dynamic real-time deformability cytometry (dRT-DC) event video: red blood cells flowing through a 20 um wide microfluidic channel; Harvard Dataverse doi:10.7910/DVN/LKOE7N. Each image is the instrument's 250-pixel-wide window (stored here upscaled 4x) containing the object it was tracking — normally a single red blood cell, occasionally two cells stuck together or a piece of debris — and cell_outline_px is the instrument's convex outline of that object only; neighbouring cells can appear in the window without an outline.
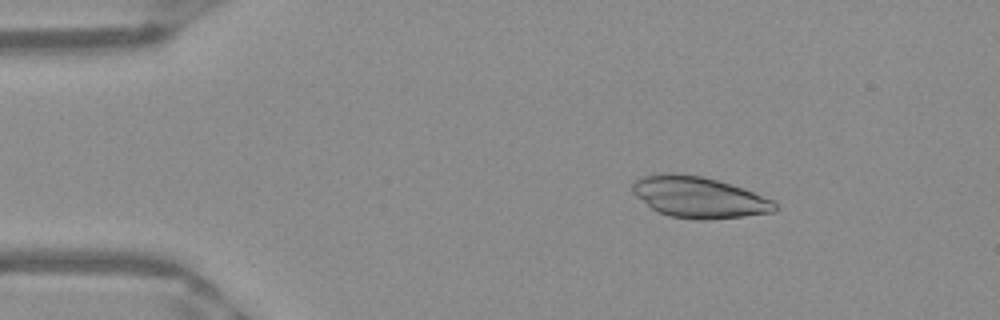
{"species": "Egyptian fruit bat (a non-hibernating species)", "species_latin": "Rousettus aegyptiacus", "temperature_condition": "warm", "stored_images_in_passage": 51, "camera_frame_rate_fps": 3000, "um_per_image_px": 0.085, "frame": {"image": 1, "passage_image": 8, "time_ms": 2.333, "image_size_px": [1000, 320], "cell_outline_px": [[780, 204], [772, 212], [744, 216], [708, 220], [700, 220], [668, 216], [652, 208], [636, 196], [632, 192], [632, 184], [636, 180], [644, 176], [664, 172], [676, 172], [704, 176], [752, 192], [772, 200]], "centroid_in_image_um": [59.38, 16.76], "position_along_channel_um": 25.6, "area_um2": 33.99}}
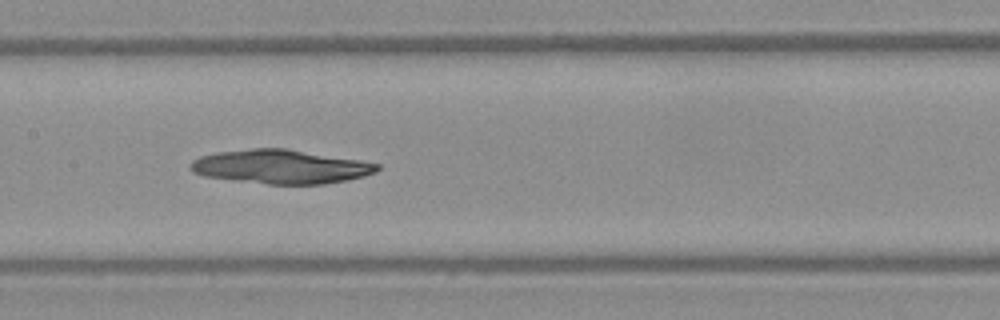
{"frame": {"image": 2, "passage_image": 25, "time_ms": 8.0, "image_size_px": [1000, 320], "cell_outline_px": [[380, 168], [376, 172], [364, 176], [348, 180], [324, 184], [268, 184], [204, 176], [192, 172], [188, 168], [188, 164], [192, 160], [200, 156], [216, 152], [252, 148], [284, 148], [360, 160], [380, 164]], "centroid_in_image_um": [23.84, 14.16], "position_along_channel_um": 183.6, "area_um2": 36.99}}
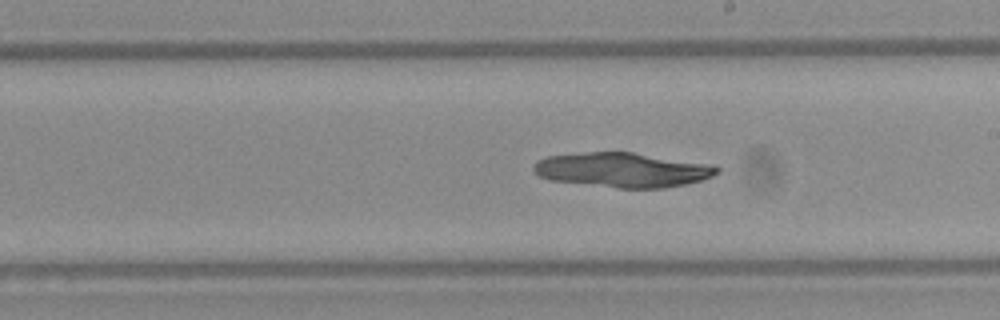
{"frame": {"image": 3, "passage_image": 29, "time_ms": 9.333, "image_size_px": [1000, 320], "cell_outline_px": [[720, 172], [712, 176], [700, 180], [684, 184], [664, 188], [620, 188], [548, 180], [540, 176], [532, 168], [536, 160], [548, 156], [584, 152], [632, 152], [712, 164], [720, 168]], "centroid_in_image_um": [52.91, 14.44], "position_along_channel_um": 236.1, "area_um2": 36.99}}